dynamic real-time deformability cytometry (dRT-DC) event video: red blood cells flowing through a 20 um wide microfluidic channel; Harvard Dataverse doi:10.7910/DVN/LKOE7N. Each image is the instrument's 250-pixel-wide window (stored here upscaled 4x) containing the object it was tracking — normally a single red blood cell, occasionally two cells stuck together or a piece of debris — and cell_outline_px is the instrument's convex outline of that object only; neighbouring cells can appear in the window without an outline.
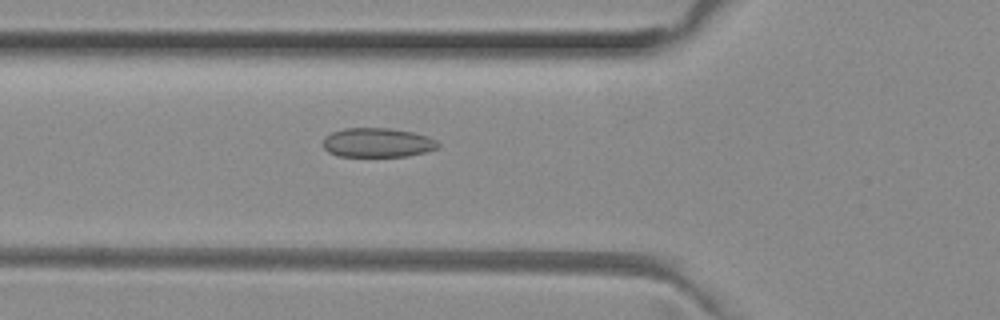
{"species": "common noctule bat (a hibernating species)", "species_latin": "Nyctalus noctula", "temperature_condition": "room temperature", "stored_images_in_passage": 51, "camera_frame_rate_fps": 3000, "um_per_image_px": 0.085, "animal": {"sex": "female", "body_mass_g": 29.2, "forearm_length_mm": 56.3}, "frame": {"image": 1, "passage_image": 18, "time_ms": 5.667, "image_size_px": [1000, 320], "cell_outline_px": [[440, 148], [408, 156], [336, 156], [328, 152], [324, 148], [324, 136], [332, 132], [344, 128], [388, 128], [412, 132], [428, 136], [436, 140], [440, 144]], "centroid_in_image_um": [32.09, 12.12], "position_along_channel_um": 93.7, "area_um2": 19.71}}
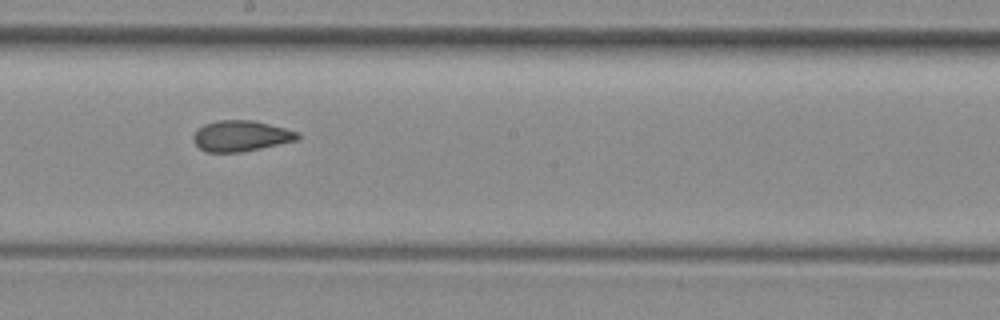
{"frame": {"image": 2, "passage_image": 28, "time_ms": 9.0, "image_size_px": [1000, 320], "cell_outline_px": [[300, 136], [296, 140], [260, 148], [240, 152], [208, 152], [200, 148], [192, 140], [192, 136], [204, 124], [216, 120], [256, 120], [300, 132]], "centroid_in_image_um": [20.48, 11.54], "position_along_channel_um": 227.7, "area_um2": 18.67}}
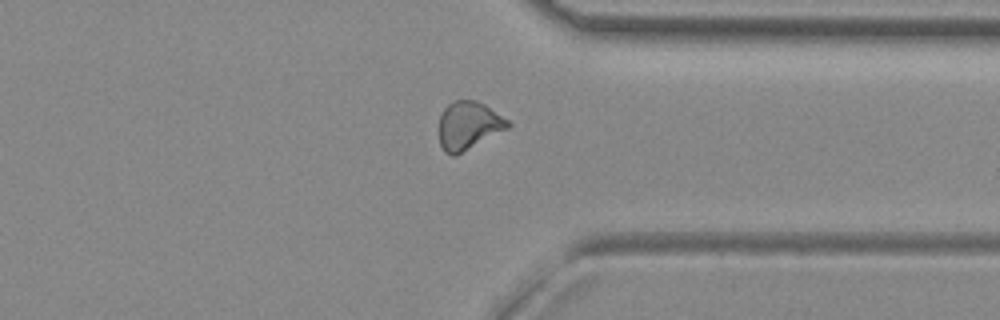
{"frame": {"image": 3, "passage_image": 39, "time_ms": 12.667, "image_size_px": [1000, 320], "cell_outline_px": [[512, 124], [508, 128], [456, 156], [452, 156], [444, 152], [440, 144], [440, 116], [444, 108], [452, 100], [476, 100], [484, 104], [508, 120]], "centroid_in_image_um": [39.81, 10.67], "position_along_channel_um": 371.6, "area_um2": 19.25}, "authors_computed_cell_mechanics": {"area_um2": 19.5942, "velocity_mm_per_s": 4.0117, "shape_relaxation_time_tau1_ms": null, "shape_relaxation_time_tau2_ms": 2.2576, "deformation_change_tau1": null, "deformation_change_tau2": 0.0779}}